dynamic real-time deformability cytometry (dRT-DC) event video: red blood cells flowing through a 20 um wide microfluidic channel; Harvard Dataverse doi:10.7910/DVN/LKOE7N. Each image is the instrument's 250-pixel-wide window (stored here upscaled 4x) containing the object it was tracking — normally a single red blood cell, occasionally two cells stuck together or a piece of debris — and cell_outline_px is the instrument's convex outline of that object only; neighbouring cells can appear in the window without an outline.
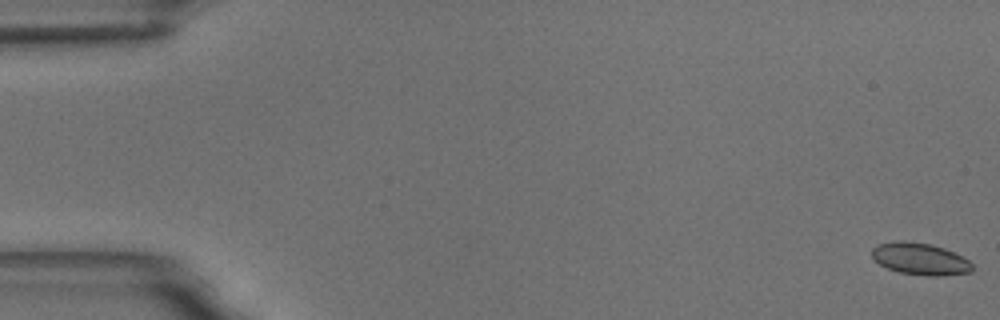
{"species": "common noctule bat (a hibernating species)", "species_latin": "Nyctalus noctula", "temperature_condition": "room temperature", "stored_images_in_passage": 59, "camera_frame_rate_fps": 3000, "um_per_image_px": 0.085, "animal": {"sex": "male", "body_mass_g": 18.8}, "frame": {"image": 1, "passage_image": 1, "time_ms": 0.0, "image_size_px": [1000, 320], "cell_outline_px": [[972, 272], [936, 276], [928, 276], [900, 272], [888, 268], [872, 260], [872, 248], [876, 244], [896, 240], [904, 240], [928, 244], [944, 248], [968, 260], [972, 264]], "centroid_in_image_um": [78.15, 21.99], "position_along_channel_um": 6.8, "area_um2": 18.61}}
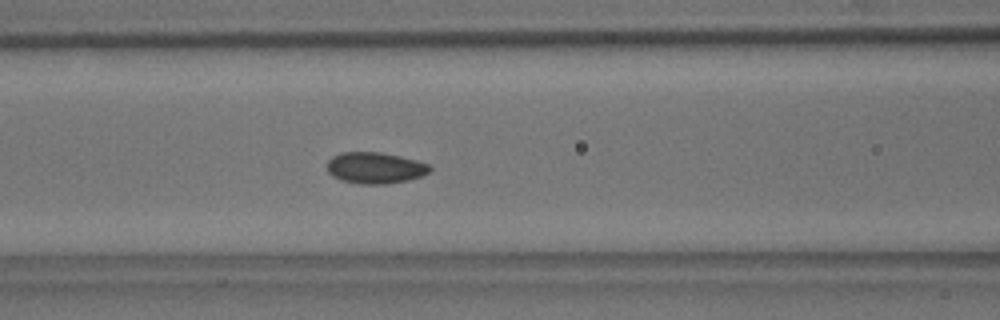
{"frame": {"image": 2, "passage_image": 25, "time_ms": 8.0, "image_size_px": [1000, 320], "cell_outline_px": [[432, 172], [408, 180], [384, 184], [360, 184], [340, 180], [332, 176], [328, 172], [328, 160], [332, 156], [340, 152], [380, 152], [400, 156], [416, 160], [428, 164], [432, 168]], "centroid_in_image_um": [31.88, 14.27], "position_along_channel_um": 134.7, "area_um2": 18.84}}
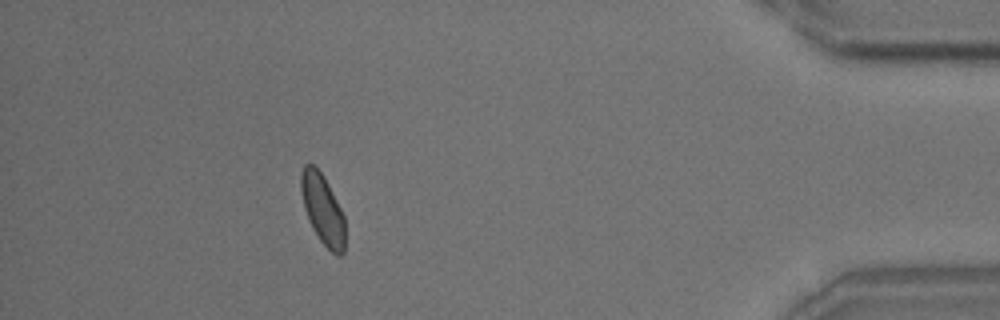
{"frame": {"image": 3, "passage_image": 53, "time_ms": 17.333, "image_size_px": [1000, 320], "cell_outline_px": [[344, 252], [340, 256], [336, 256], [320, 240], [312, 228], [304, 208], [300, 188], [300, 172], [304, 164], [316, 164], [324, 176], [344, 216]], "centroid_in_image_um": [27.4, 17.75], "position_along_channel_um": 407.8, "area_um2": 18.03}, "authors_computed_cell_mechanics": {"area_um2": 18.6116, "velocity_mm_per_s": 3.4823, "shape_relaxation_time_tau1_ms": 2.6723, "shape_relaxation_time_tau2_ms": 1.6724, "deformation_change_tau1": 0.0566, "deformation_change_tau2": 0.059}}